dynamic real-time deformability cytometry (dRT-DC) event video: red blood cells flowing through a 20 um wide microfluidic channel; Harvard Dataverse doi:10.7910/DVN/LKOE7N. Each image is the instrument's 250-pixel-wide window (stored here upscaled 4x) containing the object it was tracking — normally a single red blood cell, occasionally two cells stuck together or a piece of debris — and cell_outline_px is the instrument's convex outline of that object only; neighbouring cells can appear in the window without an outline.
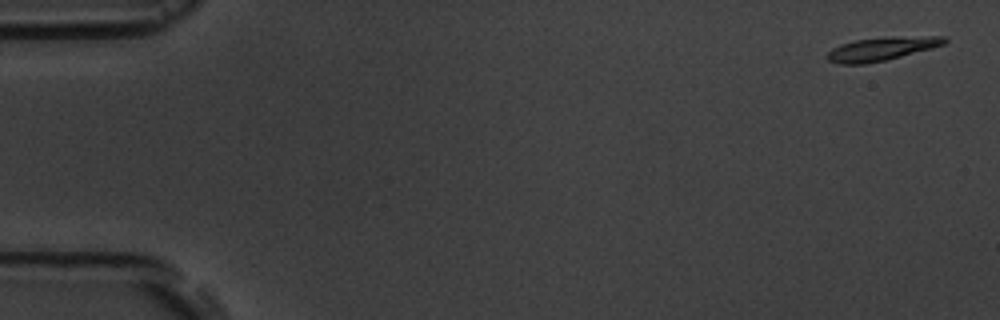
{"species": "common noctule bat (a hibernating species)", "species_latin": "Nyctalus noctula", "temperature_condition": "room temperature", "stored_images_in_passage": 4, "camera_frame_rate_fps": 3000, "um_per_image_px": 0.085, "animal": {"sex": "male", "body_mass_g": 19.5, "forearm_length_mm": 54.6}, "frame": {"image": 1, "passage_image": 1, "time_ms": 0.0, "image_size_px": [1000, 320], "cell_outline_px": [[948, 40], [944, 44], [932, 48], [884, 60], [864, 64], [840, 64], [828, 60], [828, 52], [832, 48], [840, 44], [856, 40], [928, 36], [944, 36]], "centroid_in_image_um": [74.92, 4.17], "position_along_channel_um": 10.1, "area_um2": 15.37}}
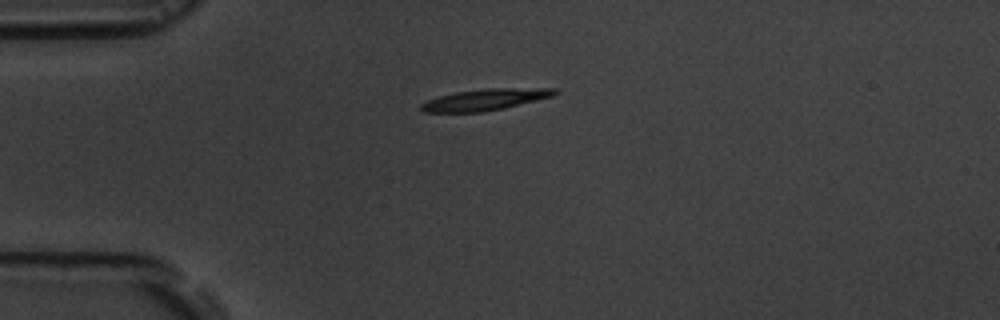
{"frame": {"image": 2, "passage_image": 4, "time_ms": 4.0, "image_size_px": [1000, 320], "cell_outline_px": [[560, 92], [552, 96], [504, 108], [484, 112], [424, 112], [420, 108], [420, 104], [428, 100], [440, 96], [456, 92], [488, 88], [556, 88]], "centroid_in_image_um": [41.26, 8.46], "position_along_channel_um": 43.7, "area_um2": 16.53}}